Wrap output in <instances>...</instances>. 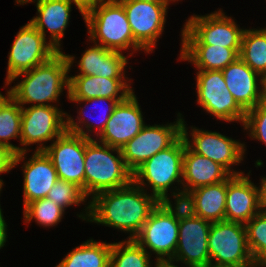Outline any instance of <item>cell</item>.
<instances>
[{
  "label": "cell",
  "mask_w": 266,
  "mask_h": 267,
  "mask_svg": "<svg viewBox=\"0 0 266 267\" xmlns=\"http://www.w3.org/2000/svg\"><path fill=\"white\" fill-rule=\"evenodd\" d=\"M135 93L118 102L97 141L122 149L146 125Z\"/></svg>",
  "instance_id": "17"
},
{
  "label": "cell",
  "mask_w": 266,
  "mask_h": 267,
  "mask_svg": "<svg viewBox=\"0 0 266 267\" xmlns=\"http://www.w3.org/2000/svg\"><path fill=\"white\" fill-rule=\"evenodd\" d=\"M65 210L48 198H42L29 203L23 210L25 223H31L34 219L36 224L43 227L56 226L64 216Z\"/></svg>",
  "instance_id": "32"
},
{
  "label": "cell",
  "mask_w": 266,
  "mask_h": 267,
  "mask_svg": "<svg viewBox=\"0 0 266 267\" xmlns=\"http://www.w3.org/2000/svg\"><path fill=\"white\" fill-rule=\"evenodd\" d=\"M159 203L155 196L132 181L122 188L96 194L85 206V213L77 216L130 233L128 239H134Z\"/></svg>",
  "instance_id": "1"
},
{
  "label": "cell",
  "mask_w": 266,
  "mask_h": 267,
  "mask_svg": "<svg viewBox=\"0 0 266 267\" xmlns=\"http://www.w3.org/2000/svg\"><path fill=\"white\" fill-rule=\"evenodd\" d=\"M119 1H132V0H119ZM138 1H145V2H170L172 0H138Z\"/></svg>",
  "instance_id": "44"
},
{
  "label": "cell",
  "mask_w": 266,
  "mask_h": 267,
  "mask_svg": "<svg viewBox=\"0 0 266 267\" xmlns=\"http://www.w3.org/2000/svg\"><path fill=\"white\" fill-rule=\"evenodd\" d=\"M196 74L197 104L220 121L243 125L246 112L228 90L222 71L198 70Z\"/></svg>",
  "instance_id": "8"
},
{
  "label": "cell",
  "mask_w": 266,
  "mask_h": 267,
  "mask_svg": "<svg viewBox=\"0 0 266 267\" xmlns=\"http://www.w3.org/2000/svg\"><path fill=\"white\" fill-rule=\"evenodd\" d=\"M178 230L179 221L159 203L134 239L150 256L152 252L156 255L155 263L171 261L177 249Z\"/></svg>",
  "instance_id": "14"
},
{
  "label": "cell",
  "mask_w": 266,
  "mask_h": 267,
  "mask_svg": "<svg viewBox=\"0 0 266 267\" xmlns=\"http://www.w3.org/2000/svg\"><path fill=\"white\" fill-rule=\"evenodd\" d=\"M150 259V254L135 239L127 238L112 243L109 267H153Z\"/></svg>",
  "instance_id": "31"
},
{
  "label": "cell",
  "mask_w": 266,
  "mask_h": 267,
  "mask_svg": "<svg viewBox=\"0 0 266 267\" xmlns=\"http://www.w3.org/2000/svg\"><path fill=\"white\" fill-rule=\"evenodd\" d=\"M135 41L149 54L162 36L170 2L120 1Z\"/></svg>",
  "instance_id": "13"
},
{
  "label": "cell",
  "mask_w": 266,
  "mask_h": 267,
  "mask_svg": "<svg viewBox=\"0 0 266 267\" xmlns=\"http://www.w3.org/2000/svg\"><path fill=\"white\" fill-rule=\"evenodd\" d=\"M86 137L65 131L44 150L51 159L58 179L76 183L85 194Z\"/></svg>",
  "instance_id": "15"
},
{
  "label": "cell",
  "mask_w": 266,
  "mask_h": 267,
  "mask_svg": "<svg viewBox=\"0 0 266 267\" xmlns=\"http://www.w3.org/2000/svg\"><path fill=\"white\" fill-rule=\"evenodd\" d=\"M22 107L20 153L28 152L31 144L38 143L35 151H44L48 141H54L66 131V113L57 106L34 105Z\"/></svg>",
  "instance_id": "10"
},
{
  "label": "cell",
  "mask_w": 266,
  "mask_h": 267,
  "mask_svg": "<svg viewBox=\"0 0 266 267\" xmlns=\"http://www.w3.org/2000/svg\"><path fill=\"white\" fill-rule=\"evenodd\" d=\"M259 185L260 210L266 213V177H262Z\"/></svg>",
  "instance_id": "39"
},
{
  "label": "cell",
  "mask_w": 266,
  "mask_h": 267,
  "mask_svg": "<svg viewBox=\"0 0 266 267\" xmlns=\"http://www.w3.org/2000/svg\"><path fill=\"white\" fill-rule=\"evenodd\" d=\"M239 57L260 76L266 73V27L245 29Z\"/></svg>",
  "instance_id": "30"
},
{
  "label": "cell",
  "mask_w": 266,
  "mask_h": 267,
  "mask_svg": "<svg viewBox=\"0 0 266 267\" xmlns=\"http://www.w3.org/2000/svg\"><path fill=\"white\" fill-rule=\"evenodd\" d=\"M232 174L221 164L193 152L185 142L181 189L196 188L226 181Z\"/></svg>",
  "instance_id": "23"
},
{
  "label": "cell",
  "mask_w": 266,
  "mask_h": 267,
  "mask_svg": "<svg viewBox=\"0 0 266 267\" xmlns=\"http://www.w3.org/2000/svg\"><path fill=\"white\" fill-rule=\"evenodd\" d=\"M156 267H179V266L175 265V263L171 261H165L156 263ZM186 267H191V266H186Z\"/></svg>",
  "instance_id": "42"
},
{
  "label": "cell",
  "mask_w": 266,
  "mask_h": 267,
  "mask_svg": "<svg viewBox=\"0 0 266 267\" xmlns=\"http://www.w3.org/2000/svg\"><path fill=\"white\" fill-rule=\"evenodd\" d=\"M179 59L194 64L197 70L222 71L239 55L232 49L208 44H182Z\"/></svg>",
  "instance_id": "25"
},
{
  "label": "cell",
  "mask_w": 266,
  "mask_h": 267,
  "mask_svg": "<svg viewBox=\"0 0 266 267\" xmlns=\"http://www.w3.org/2000/svg\"><path fill=\"white\" fill-rule=\"evenodd\" d=\"M185 123L183 119L182 136L185 139L186 145L193 152L221 164L232 175L244 173L242 170L241 172L234 169L231 170V166L238 165L245 157L247 149L244 143L222 135L219 132L206 131L193 126L190 127L191 133L189 135ZM189 136H192V139H189Z\"/></svg>",
  "instance_id": "11"
},
{
  "label": "cell",
  "mask_w": 266,
  "mask_h": 267,
  "mask_svg": "<svg viewBox=\"0 0 266 267\" xmlns=\"http://www.w3.org/2000/svg\"><path fill=\"white\" fill-rule=\"evenodd\" d=\"M89 41L104 48L124 52L146 51L135 41L126 12L119 0H101L84 13ZM99 42V43H98Z\"/></svg>",
  "instance_id": "3"
},
{
  "label": "cell",
  "mask_w": 266,
  "mask_h": 267,
  "mask_svg": "<svg viewBox=\"0 0 266 267\" xmlns=\"http://www.w3.org/2000/svg\"><path fill=\"white\" fill-rule=\"evenodd\" d=\"M243 127L244 130H248L251 139L266 145V103L261 102L246 112Z\"/></svg>",
  "instance_id": "36"
},
{
  "label": "cell",
  "mask_w": 266,
  "mask_h": 267,
  "mask_svg": "<svg viewBox=\"0 0 266 267\" xmlns=\"http://www.w3.org/2000/svg\"><path fill=\"white\" fill-rule=\"evenodd\" d=\"M176 188V189H175ZM172 189L171 195L174 198L173 201L170 200L169 196H164L159 202L160 204L177 220H184L189 218H194L197 216L195 197L191 190H185L180 188L177 189L175 186ZM175 190V191H174ZM177 191V192H176ZM174 205V206H173Z\"/></svg>",
  "instance_id": "34"
},
{
  "label": "cell",
  "mask_w": 266,
  "mask_h": 267,
  "mask_svg": "<svg viewBox=\"0 0 266 267\" xmlns=\"http://www.w3.org/2000/svg\"><path fill=\"white\" fill-rule=\"evenodd\" d=\"M10 50L5 85L14 76L47 62L58 53L30 22L17 32Z\"/></svg>",
  "instance_id": "12"
},
{
  "label": "cell",
  "mask_w": 266,
  "mask_h": 267,
  "mask_svg": "<svg viewBox=\"0 0 266 267\" xmlns=\"http://www.w3.org/2000/svg\"><path fill=\"white\" fill-rule=\"evenodd\" d=\"M2 187H3V186H2V185H0V193H1V191H2V190H1V189H2ZM1 210H2V209H1V205H0V211H1Z\"/></svg>",
  "instance_id": "46"
},
{
  "label": "cell",
  "mask_w": 266,
  "mask_h": 267,
  "mask_svg": "<svg viewBox=\"0 0 266 267\" xmlns=\"http://www.w3.org/2000/svg\"><path fill=\"white\" fill-rule=\"evenodd\" d=\"M26 154L28 153H17L13 160V167L19 165L21 161L24 164L22 165L23 208L33 201L46 198L54 183L59 180L51 159L44 151H34L28 160H25Z\"/></svg>",
  "instance_id": "18"
},
{
  "label": "cell",
  "mask_w": 266,
  "mask_h": 267,
  "mask_svg": "<svg viewBox=\"0 0 266 267\" xmlns=\"http://www.w3.org/2000/svg\"><path fill=\"white\" fill-rule=\"evenodd\" d=\"M112 243L89 239L75 247L55 267H109Z\"/></svg>",
  "instance_id": "28"
},
{
  "label": "cell",
  "mask_w": 266,
  "mask_h": 267,
  "mask_svg": "<svg viewBox=\"0 0 266 267\" xmlns=\"http://www.w3.org/2000/svg\"><path fill=\"white\" fill-rule=\"evenodd\" d=\"M211 224L198 216L180 220L177 249L171 262L191 267L210 265L207 241Z\"/></svg>",
  "instance_id": "16"
},
{
  "label": "cell",
  "mask_w": 266,
  "mask_h": 267,
  "mask_svg": "<svg viewBox=\"0 0 266 267\" xmlns=\"http://www.w3.org/2000/svg\"><path fill=\"white\" fill-rule=\"evenodd\" d=\"M173 123L145 125L142 130L121 149L123 159L134 173L149 158L170 147L182 135L183 117L180 112Z\"/></svg>",
  "instance_id": "9"
},
{
  "label": "cell",
  "mask_w": 266,
  "mask_h": 267,
  "mask_svg": "<svg viewBox=\"0 0 266 267\" xmlns=\"http://www.w3.org/2000/svg\"><path fill=\"white\" fill-rule=\"evenodd\" d=\"M72 5L68 0H40L36 3L37 16L29 21L45 38L48 29L49 42L58 52L62 51L60 41L70 22Z\"/></svg>",
  "instance_id": "22"
},
{
  "label": "cell",
  "mask_w": 266,
  "mask_h": 267,
  "mask_svg": "<svg viewBox=\"0 0 266 267\" xmlns=\"http://www.w3.org/2000/svg\"><path fill=\"white\" fill-rule=\"evenodd\" d=\"M185 139L181 135L170 147L149 158L133 173V181L147 192L151 186L152 195L159 201L173 184L183 181V155ZM146 181V182H145ZM146 185V186H145Z\"/></svg>",
  "instance_id": "5"
},
{
  "label": "cell",
  "mask_w": 266,
  "mask_h": 267,
  "mask_svg": "<svg viewBox=\"0 0 266 267\" xmlns=\"http://www.w3.org/2000/svg\"><path fill=\"white\" fill-rule=\"evenodd\" d=\"M40 0H15V2H16V4H20V5H24L25 3L27 4V3H37V2H39Z\"/></svg>",
  "instance_id": "43"
},
{
  "label": "cell",
  "mask_w": 266,
  "mask_h": 267,
  "mask_svg": "<svg viewBox=\"0 0 266 267\" xmlns=\"http://www.w3.org/2000/svg\"><path fill=\"white\" fill-rule=\"evenodd\" d=\"M124 100L125 99H109V98H105V97H95V98H91V99H87V100H70L71 102L77 103V104H81V103L84 102L85 107H88L87 104H91V103L95 104V108L98 105H100V103H107L109 107L104 106V104L102 106L100 105L102 107L101 110H103V112H102V116L101 117L98 118L97 117L98 115L96 116L98 119H101L99 121H97L98 119H96V121L98 122V124H97V122L95 121L96 125L93 124L94 122H91L88 119H86V118H89V117H85V113L87 111L85 112V108L84 107L83 108L82 107L79 108L78 116L76 117L77 118V122H75L74 118H72L68 113H66V130L69 131V132L75 133V134H79V135H81L83 137H86L87 139H94L92 137L93 136L92 132L95 131L96 132V137L98 138V135L100 136L101 133L104 131L106 123L109 120L110 116L112 115L115 106L118 104V102H121V101H124ZM106 107H107V109H106ZM93 129H94V131H93Z\"/></svg>",
  "instance_id": "26"
},
{
  "label": "cell",
  "mask_w": 266,
  "mask_h": 267,
  "mask_svg": "<svg viewBox=\"0 0 266 267\" xmlns=\"http://www.w3.org/2000/svg\"><path fill=\"white\" fill-rule=\"evenodd\" d=\"M113 152H115L113 154ZM117 154V155H115ZM85 195L92 199L96 194L122 188L133 181L122 156L121 149L86 138Z\"/></svg>",
  "instance_id": "4"
},
{
  "label": "cell",
  "mask_w": 266,
  "mask_h": 267,
  "mask_svg": "<svg viewBox=\"0 0 266 267\" xmlns=\"http://www.w3.org/2000/svg\"><path fill=\"white\" fill-rule=\"evenodd\" d=\"M128 55L120 51H113L101 45L85 50L78 61V75L102 76L106 78H128L125 77V68L128 64Z\"/></svg>",
  "instance_id": "24"
},
{
  "label": "cell",
  "mask_w": 266,
  "mask_h": 267,
  "mask_svg": "<svg viewBox=\"0 0 266 267\" xmlns=\"http://www.w3.org/2000/svg\"><path fill=\"white\" fill-rule=\"evenodd\" d=\"M210 264L221 266H257L248 247L245 224L218 221L208 235Z\"/></svg>",
  "instance_id": "7"
},
{
  "label": "cell",
  "mask_w": 266,
  "mask_h": 267,
  "mask_svg": "<svg viewBox=\"0 0 266 267\" xmlns=\"http://www.w3.org/2000/svg\"><path fill=\"white\" fill-rule=\"evenodd\" d=\"M262 102L266 103V73L261 76Z\"/></svg>",
  "instance_id": "41"
},
{
  "label": "cell",
  "mask_w": 266,
  "mask_h": 267,
  "mask_svg": "<svg viewBox=\"0 0 266 267\" xmlns=\"http://www.w3.org/2000/svg\"><path fill=\"white\" fill-rule=\"evenodd\" d=\"M251 171L227 179L225 220L246 224L260 210L259 186L249 179Z\"/></svg>",
  "instance_id": "19"
},
{
  "label": "cell",
  "mask_w": 266,
  "mask_h": 267,
  "mask_svg": "<svg viewBox=\"0 0 266 267\" xmlns=\"http://www.w3.org/2000/svg\"><path fill=\"white\" fill-rule=\"evenodd\" d=\"M245 29L219 9L206 15H192L181 32V44H208L232 48L238 55Z\"/></svg>",
  "instance_id": "6"
},
{
  "label": "cell",
  "mask_w": 266,
  "mask_h": 267,
  "mask_svg": "<svg viewBox=\"0 0 266 267\" xmlns=\"http://www.w3.org/2000/svg\"><path fill=\"white\" fill-rule=\"evenodd\" d=\"M207 267H258V266H221V265H208Z\"/></svg>",
  "instance_id": "45"
},
{
  "label": "cell",
  "mask_w": 266,
  "mask_h": 267,
  "mask_svg": "<svg viewBox=\"0 0 266 267\" xmlns=\"http://www.w3.org/2000/svg\"><path fill=\"white\" fill-rule=\"evenodd\" d=\"M126 79V80H125ZM129 78H106L102 76H70L69 100H87L95 97L126 99L133 88ZM129 83V84H128ZM120 93V94H119Z\"/></svg>",
  "instance_id": "21"
},
{
  "label": "cell",
  "mask_w": 266,
  "mask_h": 267,
  "mask_svg": "<svg viewBox=\"0 0 266 267\" xmlns=\"http://www.w3.org/2000/svg\"><path fill=\"white\" fill-rule=\"evenodd\" d=\"M7 224L3 217L2 210L0 211V249L5 246L7 242Z\"/></svg>",
  "instance_id": "40"
},
{
  "label": "cell",
  "mask_w": 266,
  "mask_h": 267,
  "mask_svg": "<svg viewBox=\"0 0 266 267\" xmlns=\"http://www.w3.org/2000/svg\"><path fill=\"white\" fill-rule=\"evenodd\" d=\"M15 153L6 147L5 145L0 144V174L9 173L13 169V160ZM0 185H4L2 179H0Z\"/></svg>",
  "instance_id": "37"
},
{
  "label": "cell",
  "mask_w": 266,
  "mask_h": 267,
  "mask_svg": "<svg viewBox=\"0 0 266 267\" xmlns=\"http://www.w3.org/2000/svg\"><path fill=\"white\" fill-rule=\"evenodd\" d=\"M197 216L211 223L225 220L227 180L191 190Z\"/></svg>",
  "instance_id": "27"
},
{
  "label": "cell",
  "mask_w": 266,
  "mask_h": 267,
  "mask_svg": "<svg viewBox=\"0 0 266 267\" xmlns=\"http://www.w3.org/2000/svg\"><path fill=\"white\" fill-rule=\"evenodd\" d=\"M46 198L56 203L64 210L72 205L79 206V204H84L88 199L82 188L76 183L60 179L54 183V186L50 189Z\"/></svg>",
  "instance_id": "35"
},
{
  "label": "cell",
  "mask_w": 266,
  "mask_h": 267,
  "mask_svg": "<svg viewBox=\"0 0 266 267\" xmlns=\"http://www.w3.org/2000/svg\"><path fill=\"white\" fill-rule=\"evenodd\" d=\"M74 61L73 55L60 51L47 62L14 76L7 86L20 76L24 78L6 91L21 107H25L26 104L57 106L51 103L59 102V96L64 89H67V97L69 96L68 73Z\"/></svg>",
  "instance_id": "2"
},
{
  "label": "cell",
  "mask_w": 266,
  "mask_h": 267,
  "mask_svg": "<svg viewBox=\"0 0 266 267\" xmlns=\"http://www.w3.org/2000/svg\"><path fill=\"white\" fill-rule=\"evenodd\" d=\"M222 73L228 90L245 112L262 102L261 76L240 57L224 68Z\"/></svg>",
  "instance_id": "20"
},
{
  "label": "cell",
  "mask_w": 266,
  "mask_h": 267,
  "mask_svg": "<svg viewBox=\"0 0 266 267\" xmlns=\"http://www.w3.org/2000/svg\"><path fill=\"white\" fill-rule=\"evenodd\" d=\"M22 107L6 92H0V144L20 153V147L10 143L11 139H20Z\"/></svg>",
  "instance_id": "29"
},
{
  "label": "cell",
  "mask_w": 266,
  "mask_h": 267,
  "mask_svg": "<svg viewBox=\"0 0 266 267\" xmlns=\"http://www.w3.org/2000/svg\"><path fill=\"white\" fill-rule=\"evenodd\" d=\"M250 253L258 267H266V213L260 211L245 224Z\"/></svg>",
  "instance_id": "33"
},
{
  "label": "cell",
  "mask_w": 266,
  "mask_h": 267,
  "mask_svg": "<svg viewBox=\"0 0 266 267\" xmlns=\"http://www.w3.org/2000/svg\"><path fill=\"white\" fill-rule=\"evenodd\" d=\"M69 2L76 5V9L79 10L82 17H84V13L87 12L92 6H94L98 1L101 0H68Z\"/></svg>",
  "instance_id": "38"
}]
</instances>
